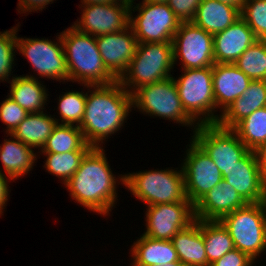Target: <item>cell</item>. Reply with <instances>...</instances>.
Here are the masks:
<instances>
[{"label":"cell","instance_id":"1","mask_svg":"<svg viewBox=\"0 0 266 266\" xmlns=\"http://www.w3.org/2000/svg\"><path fill=\"white\" fill-rule=\"evenodd\" d=\"M105 151L104 148L92 147L64 184L72 201L101 217L110 216L119 200L118 185L125 186V173H113Z\"/></svg>","mask_w":266,"mask_h":266},{"label":"cell","instance_id":"2","mask_svg":"<svg viewBox=\"0 0 266 266\" xmlns=\"http://www.w3.org/2000/svg\"><path fill=\"white\" fill-rule=\"evenodd\" d=\"M132 110V94L118 80L108 85H87L84 116L78 127L91 147L105 148L103 144L124 129Z\"/></svg>","mask_w":266,"mask_h":266},{"label":"cell","instance_id":"3","mask_svg":"<svg viewBox=\"0 0 266 266\" xmlns=\"http://www.w3.org/2000/svg\"><path fill=\"white\" fill-rule=\"evenodd\" d=\"M66 58L68 82L79 85H108L118 79L106 68L96 43L90 34L74 26L60 33Z\"/></svg>","mask_w":266,"mask_h":266},{"label":"cell","instance_id":"4","mask_svg":"<svg viewBox=\"0 0 266 266\" xmlns=\"http://www.w3.org/2000/svg\"><path fill=\"white\" fill-rule=\"evenodd\" d=\"M141 170L125 173V189L146 206L189 201L185 193L184 173L178 168Z\"/></svg>","mask_w":266,"mask_h":266},{"label":"cell","instance_id":"5","mask_svg":"<svg viewBox=\"0 0 266 266\" xmlns=\"http://www.w3.org/2000/svg\"><path fill=\"white\" fill-rule=\"evenodd\" d=\"M173 44L138 43L128 69L118 79L131 94L138 88L170 78L174 73Z\"/></svg>","mask_w":266,"mask_h":266},{"label":"cell","instance_id":"6","mask_svg":"<svg viewBox=\"0 0 266 266\" xmlns=\"http://www.w3.org/2000/svg\"><path fill=\"white\" fill-rule=\"evenodd\" d=\"M133 110L144 116L169 120L195 131L198 124L186 113L173 76L138 88L132 94ZM137 109V110H136Z\"/></svg>","mask_w":266,"mask_h":266},{"label":"cell","instance_id":"7","mask_svg":"<svg viewBox=\"0 0 266 266\" xmlns=\"http://www.w3.org/2000/svg\"><path fill=\"white\" fill-rule=\"evenodd\" d=\"M178 78L173 76L182 106L198 124H217L220 114L213 92L212 67L183 69Z\"/></svg>","mask_w":266,"mask_h":266},{"label":"cell","instance_id":"8","mask_svg":"<svg viewBox=\"0 0 266 266\" xmlns=\"http://www.w3.org/2000/svg\"><path fill=\"white\" fill-rule=\"evenodd\" d=\"M220 221L227 228L236 249L246 253L256 263L259 256L265 255L266 202L248 203Z\"/></svg>","mask_w":266,"mask_h":266},{"label":"cell","instance_id":"9","mask_svg":"<svg viewBox=\"0 0 266 266\" xmlns=\"http://www.w3.org/2000/svg\"><path fill=\"white\" fill-rule=\"evenodd\" d=\"M56 39L20 37L17 33L16 46L19 55L22 54L30 63L34 74H22L31 78H43L58 81L59 84L68 82V71L64 45L60 36ZM37 73V74H36ZM39 76V77H38Z\"/></svg>","mask_w":266,"mask_h":266},{"label":"cell","instance_id":"10","mask_svg":"<svg viewBox=\"0 0 266 266\" xmlns=\"http://www.w3.org/2000/svg\"><path fill=\"white\" fill-rule=\"evenodd\" d=\"M135 1L130 0L129 26L137 42L172 43L181 21L176 17L168 3H135ZM135 12H138L137 15Z\"/></svg>","mask_w":266,"mask_h":266},{"label":"cell","instance_id":"11","mask_svg":"<svg viewBox=\"0 0 266 266\" xmlns=\"http://www.w3.org/2000/svg\"><path fill=\"white\" fill-rule=\"evenodd\" d=\"M190 135L216 164L223 178L250 151L232 129L218 124H200Z\"/></svg>","mask_w":266,"mask_h":266},{"label":"cell","instance_id":"12","mask_svg":"<svg viewBox=\"0 0 266 266\" xmlns=\"http://www.w3.org/2000/svg\"><path fill=\"white\" fill-rule=\"evenodd\" d=\"M172 44L174 66L181 63V70L212 67L215 64L213 35L192 22L180 23Z\"/></svg>","mask_w":266,"mask_h":266},{"label":"cell","instance_id":"13","mask_svg":"<svg viewBox=\"0 0 266 266\" xmlns=\"http://www.w3.org/2000/svg\"><path fill=\"white\" fill-rule=\"evenodd\" d=\"M186 145L181 159L184 173L185 193L187 199L195 205L214 186L222 181L223 177L212 159L191 138Z\"/></svg>","mask_w":266,"mask_h":266},{"label":"cell","instance_id":"14","mask_svg":"<svg viewBox=\"0 0 266 266\" xmlns=\"http://www.w3.org/2000/svg\"><path fill=\"white\" fill-rule=\"evenodd\" d=\"M78 8L81 16L72 26L82 33L97 37L123 31L129 26L130 0L84 4Z\"/></svg>","mask_w":266,"mask_h":266},{"label":"cell","instance_id":"15","mask_svg":"<svg viewBox=\"0 0 266 266\" xmlns=\"http://www.w3.org/2000/svg\"><path fill=\"white\" fill-rule=\"evenodd\" d=\"M143 235L157 240H171L180 230L195 221L194 205L190 201L145 206Z\"/></svg>","mask_w":266,"mask_h":266},{"label":"cell","instance_id":"16","mask_svg":"<svg viewBox=\"0 0 266 266\" xmlns=\"http://www.w3.org/2000/svg\"><path fill=\"white\" fill-rule=\"evenodd\" d=\"M247 203L266 202V179L255 151H249L223 178Z\"/></svg>","mask_w":266,"mask_h":266},{"label":"cell","instance_id":"17","mask_svg":"<svg viewBox=\"0 0 266 266\" xmlns=\"http://www.w3.org/2000/svg\"><path fill=\"white\" fill-rule=\"evenodd\" d=\"M95 38L104 65L119 79L128 69L138 44L131 27Z\"/></svg>","mask_w":266,"mask_h":266},{"label":"cell","instance_id":"18","mask_svg":"<svg viewBox=\"0 0 266 266\" xmlns=\"http://www.w3.org/2000/svg\"><path fill=\"white\" fill-rule=\"evenodd\" d=\"M247 204L239 193L222 179L194 205L195 219L221 220L224 216Z\"/></svg>","mask_w":266,"mask_h":266},{"label":"cell","instance_id":"19","mask_svg":"<svg viewBox=\"0 0 266 266\" xmlns=\"http://www.w3.org/2000/svg\"><path fill=\"white\" fill-rule=\"evenodd\" d=\"M257 40L248 24L239 18L222 32L213 35L214 62L233 64Z\"/></svg>","mask_w":266,"mask_h":266},{"label":"cell","instance_id":"20","mask_svg":"<svg viewBox=\"0 0 266 266\" xmlns=\"http://www.w3.org/2000/svg\"><path fill=\"white\" fill-rule=\"evenodd\" d=\"M213 92L216 109L221 113L249 87L251 79L234 64L212 66Z\"/></svg>","mask_w":266,"mask_h":266},{"label":"cell","instance_id":"21","mask_svg":"<svg viewBox=\"0 0 266 266\" xmlns=\"http://www.w3.org/2000/svg\"><path fill=\"white\" fill-rule=\"evenodd\" d=\"M0 144V172L10 176L14 181L29 175L37 163L39 153L35 149L25 145L12 134H7ZM3 169V170H2Z\"/></svg>","mask_w":266,"mask_h":266},{"label":"cell","instance_id":"22","mask_svg":"<svg viewBox=\"0 0 266 266\" xmlns=\"http://www.w3.org/2000/svg\"><path fill=\"white\" fill-rule=\"evenodd\" d=\"M266 106V80H251L249 87L232 102L217 122L220 127L232 129L238 122L259 108Z\"/></svg>","mask_w":266,"mask_h":266},{"label":"cell","instance_id":"23","mask_svg":"<svg viewBox=\"0 0 266 266\" xmlns=\"http://www.w3.org/2000/svg\"><path fill=\"white\" fill-rule=\"evenodd\" d=\"M42 82L44 83V81H40L36 78L15 75L13 79L8 82L10 84L8 96L28 113L47 111L46 108L48 106L47 104H49L48 98L50 95L46 88L47 85Z\"/></svg>","mask_w":266,"mask_h":266},{"label":"cell","instance_id":"24","mask_svg":"<svg viewBox=\"0 0 266 266\" xmlns=\"http://www.w3.org/2000/svg\"><path fill=\"white\" fill-rule=\"evenodd\" d=\"M129 266H153L179 261L171 240H157L143 234L130 246Z\"/></svg>","mask_w":266,"mask_h":266},{"label":"cell","instance_id":"25","mask_svg":"<svg viewBox=\"0 0 266 266\" xmlns=\"http://www.w3.org/2000/svg\"><path fill=\"white\" fill-rule=\"evenodd\" d=\"M171 242L179 261L185 266H208L202 235V220L195 219L187 228L180 230Z\"/></svg>","mask_w":266,"mask_h":266},{"label":"cell","instance_id":"26","mask_svg":"<svg viewBox=\"0 0 266 266\" xmlns=\"http://www.w3.org/2000/svg\"><path fill=\"white\" fill-rule=\"evenodd\" d=\"M241 18V10L217 0H203L191 21L196 26L214 35Z\"/></svg>","mask_w":266,"mask_h":266},{"label":"cell","instance_id":"27","mask_svg":"<svg viewBox=\"0 0 266 266\" xmlns=\"http://www.w3.org/2000/svg\"><path fill=\"white\" fill-rule=\"evenodd\" d=\"M46 112L29 113L11 134L25 145L40 151L57 125L54 116Z\"/></svg>","mask_w":266,"mask_h":266},{"label":"cell","instance_id":"28","mask_svg":"<svg viewBox=\"0 0 266 266\" xmlns=\"http://www.w3.org/2000/svg\"><path fill=\"white\" fill-rule=\"evenodd\" d=\"M91 148L78 126L57 124L38 153L60 154L70 151H89Z\"/></svg>","mask_w":266,"mask_h":266},{"label":"cell","instance_id":"29","mask_svg":"<svg viewBox=\"0 0 266 266\" xmlns=\"http://www.w3.org/2000/svg\"><path fill=\"white\" fill-rule=\"evenodd\" d=\"M202 235L208 266L235 248L227 228L220 220H202Z\"/></svg>","mask_w":266,"mask_h":266},{"label":"cell","instance_id":"30","mask_svg":"<svg viewBox=\"0 0 266 266\" xmlns=\"http://www.w3.org/2000/svg\"><path fill=\"white\" fill-rule=\"evenodd\" d=\"M84 86L83 90H65L66 92H61L57 97V105L56 106L58 111V116L53 115L56 119L57 124H66V125H76L79 126L82 122L84 111H85V104H86V97H87V85H80ZM56 116V117H55ZM59 117V118H58ZM58 118V119H57ZM61 122V123H60Z\"/></svg>","mask_w":266,"mask_h":266},{"label":"cell","instance_id":"31","mask_svg":"<svg viewBox=\"0 0 266 266\" xmlns=\"http://www.w3.org/2000/svg\"><path fill=\"white\" fill-rule=\"evenodd\" d=\"M232 130L250 151L266 143V106L238 122Z\"/></svg>","mask_w":266,"mask_h":266},{"label":"cell","instance_id":"32","mask_svg":"<svg viewBox=\"0 0 266 266\" xmlns=\"http://www.w3.org/2000/svg\"><path fill=\"white\" fill-rule=\"evenodd\" d=\"M88 151H70L65 153H40L44 159V165L50 175L56 176L64 185L79 168L81 160Z\"/></svg>","mask_w":266,"mask_h":266},{"label":"cell","instance_id":"33","mask_svg":"<svg viewBox=\"0 0 266 266\" xmlns=\"http://www.w3.org/2000/svg\"><path fill=\"white\" fill-rule=\"evenodd\" d=\"M233 64L251 80H266V40L255 41Z\"/></svg>","mask_w":266,"mask_h":266},{"label":"cell","instance_id":"34","mask_svg":"<svg viewBox=\"0 0 266 266\" xmlns=\"http://www.w3.org/2000/svg\"><path fill=\"white\" fill-rule=\"evenodd\" d=\"M19 26L21 24L17 23L10 30L0 31V83H8L16 75L13 74L14 71L12 70H14L16 66L15 61H17L16 38L17 32L20 31Z\"/></svg>","mask_w":266,"mask_h":266},{"label":"cell","instance_id":"35","mask_svg":"<svg viewBox=\"0 0 266 266\" xmlns=\"http://www.w3.org/2000/svg\"><path fill=\"white\" fill-rule=\"evenodd\" d=\"M241 18L252 29L257 39L266 40V0H246Z\"/></svg>","mask_w":266,"mask_h":266},{"label":"cell","instance_id":"36","mask_svg":"<svg viewBox=\"0 0 266 266\" xmlns=\"http://www.w3.org/2000/svg\"><path fill=\"white\" fill-rule=\"evenodd\" d=\"M5 98L0 102V120L6 125L4 132L11 134L29 113L8 95Z\"/></svg>","mask_w":266,"mask_h":266},{"label":"cell","instance_id":"37","mask_svg":"<svg viewBox=\"0 0 266 266\" xmlns=\"http://www.w3.org/2000/svg\"><path fill=\"white\" fill-rule=\"evenodd\" d=\"M203 0H168V5L181 22H191Z\"/></svg>","mask_w":266,"mask_h":266},{"label":"cell","instance_id":"38","mask_svg":"<svg viewBox=\"0 0 266 266\" xmlns=\"http://www.w3.org/2000/svg\"><path fill=\"white\" fill-rule=\"evenodd\" d=\"M255 263L246 253L234 248L211 263L210 266H254Z\"/></svg>","mask_w":266,"mask_h":266},{"label":"cell","instance_id":"39","mask_svg":"<svg viewBox=\"0 0 266 266\" xmlns=\"http://www.w3.org/2000/svg\"><path fill=\"white\" fill-rule=\"evenodd\" d=\"M56 0H18L16 10L19 14H32L31 12H42L47 5L52 4Z\"/></svg>","mask_w":266,"mask_h":266},{"label":"cell","instance_id":"40","mask_svg":"<svg viewBox=\"0 0 266 266\" xmlns=\"http://www.w3.org/2000/svg\"><path fill=\"white\" fill-rule=\"evenodd\" d=\"M15 182L10 176L0 172V216L4 215L5 208L8 204L10 197V183Z\"/></svg>","mask_w":266,"mask_h":266},{"label":"cell","instance_id":"41","mask_svg":"<svg viewBox=\"0 0 266 266\" xmlns=\"http://www.w3.org/2000/svg\"><path fill=\"white\" fill-rule=\"evenodd\" d=\"M256 156L258 160V164L262 171L264 178L266 179V143L261 145L256 151Z\"/></svg>","mask_w":266,"mask_h":266},{"label":"cell","instance_id":"42","mask_svg":"<svg viewBox=\"0 0 266 266\" xmlns=\"http://www.w3.org/2000/svg\"><path fill=\"white\" fill-rule=\"evenodd\" d=\"M218 2L231 5L233 7H236L240 10H242L243 5L245 4L246 0H217Z\"/></svg>","mask_w":266,"mask_h":266},{"label":"cell","instance_id":"43","mask_svg":"<svg viewBox=\"0 0 266 266\" xmlns=\"http://www.w3.org/2000/svg\"><path fill=\"white\" fill-rule=\"evenodd\" d=\"M121 0H80V5H84V4H91V3H113V2H118Z\"/></svg>","mask_w":266,"mask_h":266},{"label":"cell","instance_id":"44","mask_svg":"<svg viewBox=\"0 0 266 266\" xmlns=\"http://www.w3.org/2000/svg\"><path fill=\"white\" fill-rule=\"evenodd\" d=\"M153 266H185L184 264H182L180 261H176V262H171V263H166L164 265H153Z\"/></svg>","mask_w":266,"mask_h":266},{"label":"cell","instance_id":"45","mask_svg":"<svg viewBox=\"0 0 266 266\" xmlns=\"http://www.w3.org/2000/svg\"><path fill=\"white\" fill-rule=\"evenodd\" d=\"M141 2H143V3H158V4H161V3H167L168 0H142Z\"/></svg>","mask_w":266,"mask_h":266}]
</instances>
